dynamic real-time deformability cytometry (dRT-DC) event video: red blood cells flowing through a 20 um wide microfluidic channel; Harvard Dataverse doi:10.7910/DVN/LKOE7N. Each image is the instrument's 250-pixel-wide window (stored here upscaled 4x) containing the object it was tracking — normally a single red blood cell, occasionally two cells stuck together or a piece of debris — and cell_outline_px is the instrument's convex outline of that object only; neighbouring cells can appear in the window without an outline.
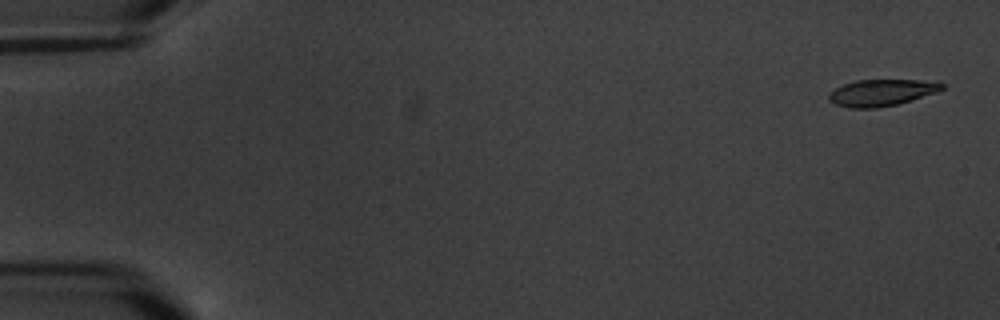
{"species": "common noctule bat (a hibernating species)", "species_latin": "Nyctalus noctula", "temperature_condition": "warm", "stored_images_in_passage": 4, "camera_frame_rate_fps": 3000, "um_per_image_px": 0.085, "animal": {"sex": "male", "body_mass_g": 20.1, "forearm_length_mm": 53.5}, "frame": {"image": 1, "passage_image": 1, "time_ms": 0.0, "image_size_px": [1000, 320], "cell_outline_px": [[944, 88], [936, 92], [896, 104], [876, 108], [848, 108], [836, 104], [828, 100], [828, 92], [844, 84], [856, 80], [940, 80], [944, 84]], "centroid_in_image_um": [74.93, 7.86], "position_along_channel_um": 10.1, "area_um2": 17.57}}